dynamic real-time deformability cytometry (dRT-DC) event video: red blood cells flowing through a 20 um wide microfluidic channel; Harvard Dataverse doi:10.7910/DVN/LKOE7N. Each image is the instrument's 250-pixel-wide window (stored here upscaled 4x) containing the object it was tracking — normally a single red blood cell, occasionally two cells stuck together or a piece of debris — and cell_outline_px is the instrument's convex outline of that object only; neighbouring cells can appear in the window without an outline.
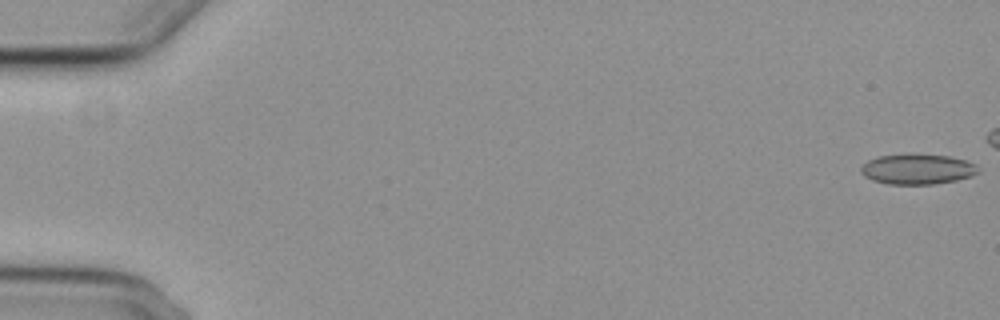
{"species": "common noctule bat (a hibernating species)", "species_latin": "Nyctalus noctula", "temperature_condition": "cold", "stored_images_in_passage": 11, "camera_frame_rate_fps": 3000, "um_per_image_px": 0.085, "animal": {"sex": "female", "body_mass_g": 29.2, "forearm_length_mm": 56.3}, "frame": {"image": 1, "passage_image": 1, "time_ms": 0.0, "image_size_px": [1000, 320], "cell_outline_px": [[980, 172], [972, 176], [956, 180], [932, 184], [888, 184], [872, 180], [864, 176], [860, 172], [860, 168], [868, 160], [880, 156], [948, 156], [964, 160], [976, 164]], "centroid_in_image_um": [77.99, 14.41], "position_along_channel_um": 7.0, "area_um2": 20.06}}
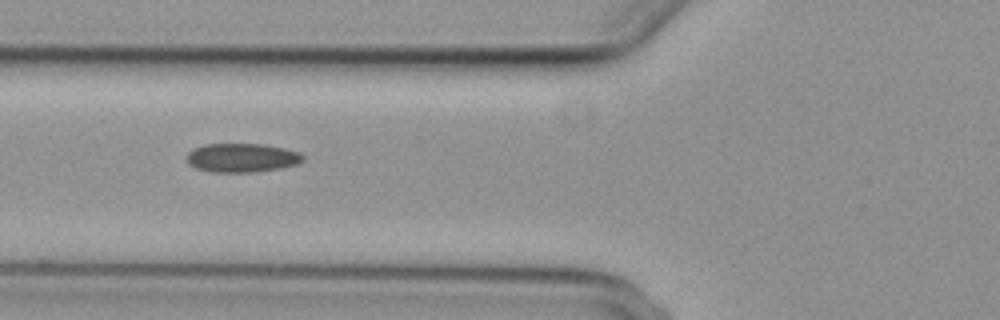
{"frame": {"image": 2, "passage_image": 7, "time_ms": 9.0, "image_size_px": [1000, 320], "cell_outline_px": [[304, 160], [296, 164], [280, 168], [256, 172], [212, 172], [196, 168], [188, 164], [188, 152], [192, 148], [204, 144], [264, 144], [284, 148], [300, 152], [304, 156]], "centroid_in_image_um": [20.56, 13.4], "position_along_channel_um": 105.2, "area_um2": 19.65}}
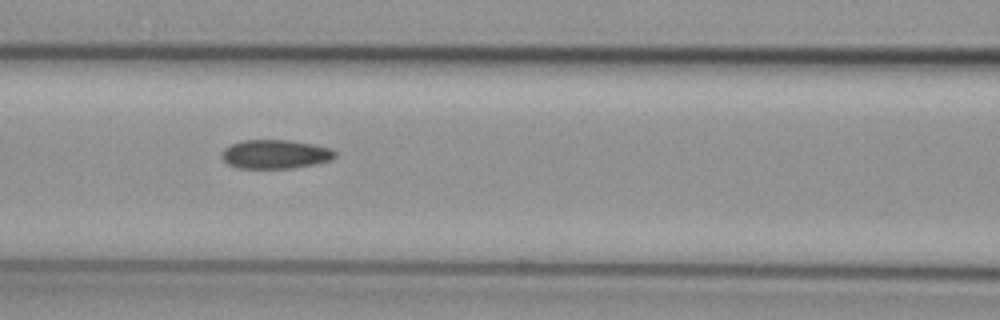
{"frame": {"image": 3, "passage_image": 8, "time_ms": 10.0, "image_size_px": [1000, 320], "cell_outline_px": [[336, 156], [332, 160], [292, 168], [236, 168], [228, 164], [220, 156], [220, 152], [224, 148], [232, 144], [244, 140], [288, 140], [312, 144], [328, 148], [336, 152]], "centroid_in_image_um": [23.35, 13.11], "position_along_channel_um": 143.2, "area_um2": 19.02}}